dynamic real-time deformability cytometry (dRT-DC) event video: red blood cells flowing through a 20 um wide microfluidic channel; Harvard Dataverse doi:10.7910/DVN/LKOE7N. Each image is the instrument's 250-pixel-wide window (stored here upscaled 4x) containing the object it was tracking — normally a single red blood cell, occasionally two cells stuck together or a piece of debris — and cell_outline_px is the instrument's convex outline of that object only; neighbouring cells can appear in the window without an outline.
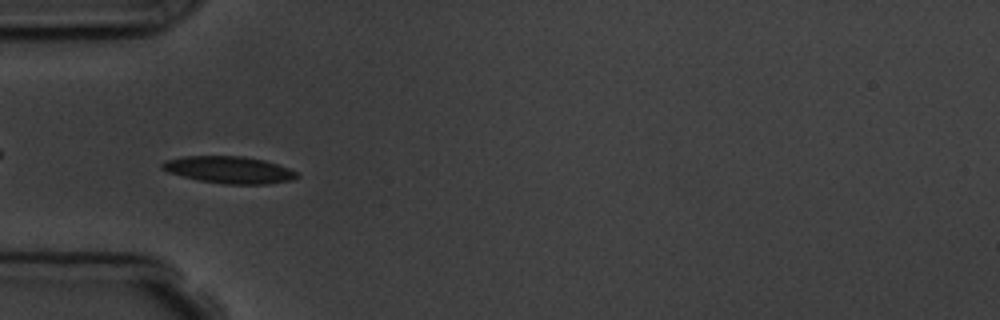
{"species": "common noctule bat (a hibernating species)", "species_latin": "Nyctalus noctula", "temperature_condition": "room temperature", "stored_images_in_passage": 6, "camera_frame_rate_fps": 3000, "um_per_image_px": 0.085, "animal": {"sex": "male", "body_mass_g": 19.5, "forearm_length_mm": 54.6}, "frame": {"image": 1, "passage_image": 4, "time_ms": 4.333, "image_size_px": [1000, 320], "cell_outline_px": [[300, 176], [292, 180], [268, 184], [224, 184], [196, 180], [168, 172], [160, 168], [160, 164], [164, 160], [184, 156], [244, 156], [264, 160], [288, 168], [296, 172]], "centroid_in_image_um": [19.44, 14.44], "position_along_channel_um": 65.6, "area_um2": 21.33}}